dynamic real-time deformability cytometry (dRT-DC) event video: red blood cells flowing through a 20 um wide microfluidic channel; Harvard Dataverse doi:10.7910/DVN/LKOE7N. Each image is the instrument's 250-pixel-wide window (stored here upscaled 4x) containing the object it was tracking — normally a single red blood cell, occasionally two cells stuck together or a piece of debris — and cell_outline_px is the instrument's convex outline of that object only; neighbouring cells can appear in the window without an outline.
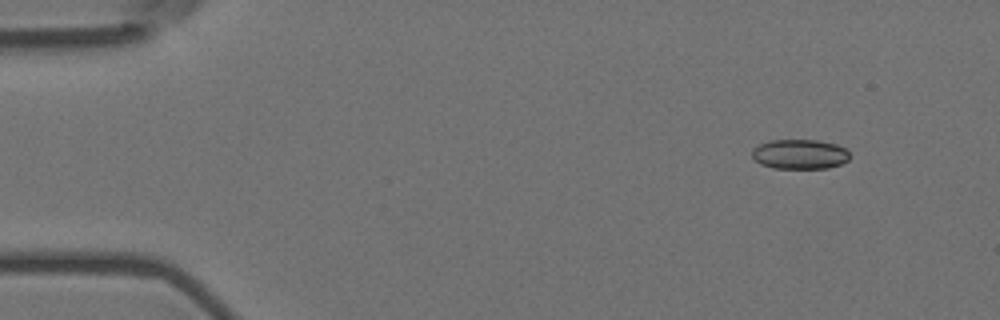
{"species": "Egyptian fruit bat (a non-hibernating species)", "species_latin": "Rousettus aegyptiacus", "temperature_condition": "room temperature", "stored_images_in_passage": 5, "camera_frame_rate_fps": 3000, "um_per_image_px": 0.085, "animal": {"sex": "female"}, "frame": {"image": 1, "passage_image": 1, "time_ms": 0.0, "image_size_px": [1000, 320], "cell_outline_px": [[848, 160], [840, 164], [828, 168], [772, 168], [760, 164], [752, 156], [752, 148], [768, 140], [816, 140], [836, 144], [844, 148], [848, 152]], "centroid_in_image_um": [67.95, 13.1], "position_along_channel_um": 17.1, "area_um2": 16.88}}
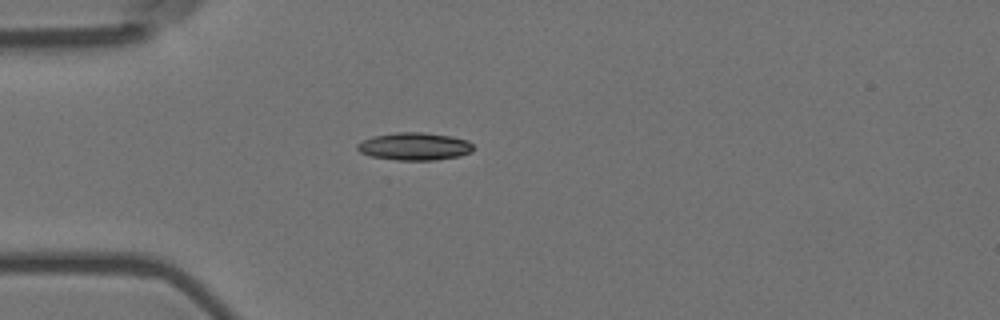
{"frame": {"image": 2, "passage_image": 4, "time_ms": 1.0, "image_size_px": [1000, 320], "cell_outline_px": [[476, 148], [472, 152], [460, 156], [436, 160], [396, 160], [372, 156], [360, 152], [356, 148], [356, 144], [372, 136], [396, 132], [424, 132], [452, 136], [468, 140]], "centroid_in_image_um": [35.27, 12.44], "position_along_channel_um": 49.7, "area_um2": 18.9}}